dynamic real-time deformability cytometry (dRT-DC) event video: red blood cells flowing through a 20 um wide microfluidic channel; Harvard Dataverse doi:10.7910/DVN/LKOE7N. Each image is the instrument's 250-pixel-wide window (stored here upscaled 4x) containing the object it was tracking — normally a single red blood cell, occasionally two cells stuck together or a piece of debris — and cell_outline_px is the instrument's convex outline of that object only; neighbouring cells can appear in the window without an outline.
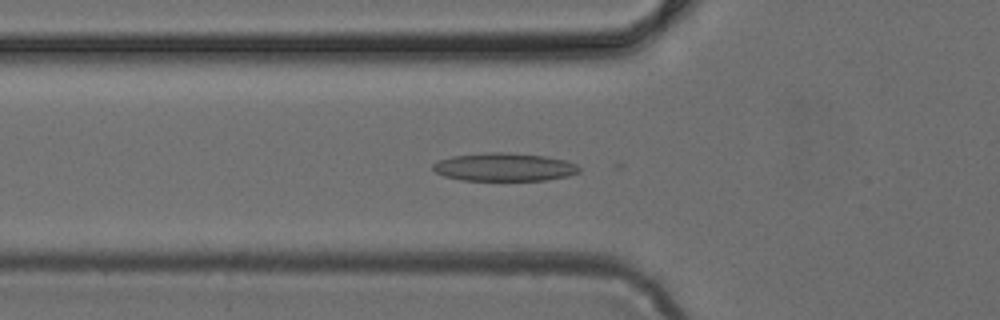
{"species": "common noctule bat (a hibernating species)", "species_latin": "Nyctalus noctula", "temperature_condition": "cold", "stored_images_in_passage": 36, "camera_frame_rate_fps": 3000, "um_per_image_px": 0.085, "animal": {"sex": "female", "body_mass_g": 24.6, "forearm_length_mm": 56.2}, "frame": {"image": 1, "passage_image": 12, "time_ms": 3.667, "image_size_px": [1000, 320], "cell_outline_px": [[580, 172], [568, 176], [544, 180], [460, 180], [444, 176], [436, 172], [432, 168], [432, 164], [440, 160], [452, 156], [484, 152], [504, 152], [544, 156], [564, 160], [576, 164], [580, 168]], "centroid_in_image_um": [42.84, 14.2], "position_along_channel_um": 83.0, "area_um2": 23.93}}
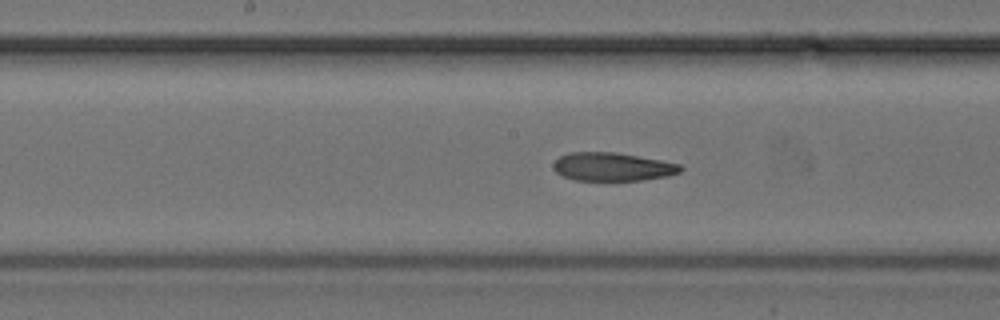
{"frame": {"image": 2, "passage_image": 20, "time_ms": 6.333, "image_size_px": [1000, 320], "cell_outline_px": [[684, 168], [680, 172], [668, 176], [640, 180], [576, 180], [564, 176], [556, 172], [552, 168], [552, 164], [560, 156], [568, 152], [616, 152], [660, 160], [680, 164]], "centroid_in_image_um": [52.05, 14.17], "position_along_channel_um": 196.1, "area_um2": 20.98}}
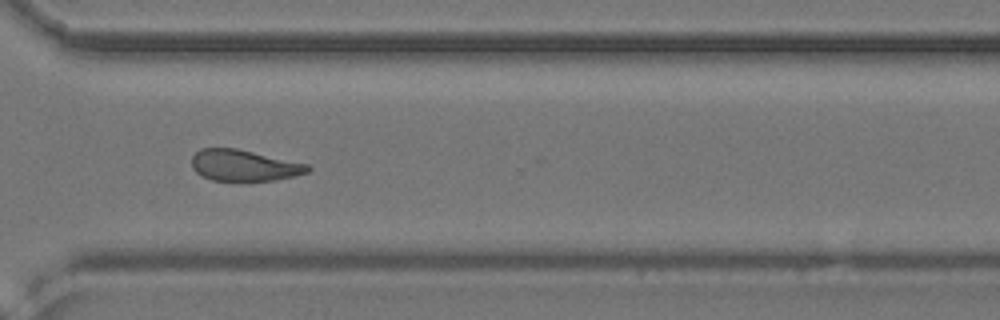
{"frame": {"image": 3, "passage_image": 31, "time_ms": 10.0, "image_size_px": [1000, 320], "cell_outline_px": [[312, 168], [308, 172], [276, 180], [212, 180], [196, 172], [192, 168], [192, 156], [200, 148], [236, 148], [308, 164]], "centroid_in_image_um": [20.73, 14.05], "position_along_channel_um": 349.9, "area_um2": 20.87}}